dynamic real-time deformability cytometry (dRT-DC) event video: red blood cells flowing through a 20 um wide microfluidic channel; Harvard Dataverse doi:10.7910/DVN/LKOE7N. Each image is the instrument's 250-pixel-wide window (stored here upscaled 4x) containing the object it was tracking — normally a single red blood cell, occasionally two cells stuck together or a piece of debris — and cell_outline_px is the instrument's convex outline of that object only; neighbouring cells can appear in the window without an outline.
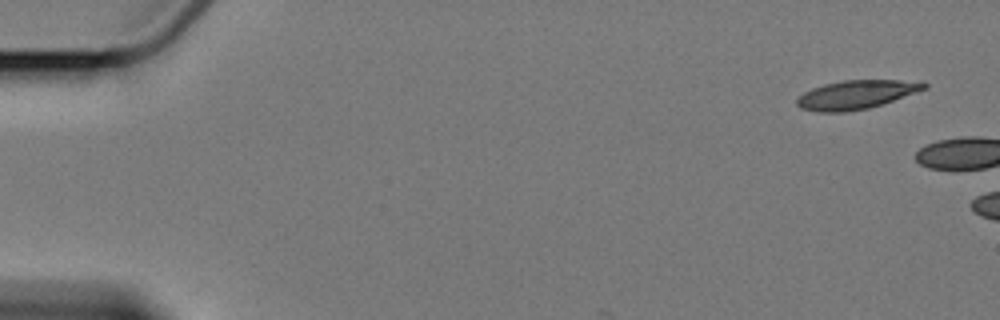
{"species": "Egyptian fruit bat (a non-hibernating species)", "species_latin": "Rousettus aegyptiacus", "temperature_condition": "cold", "stored_images_in_passage": 3, "camera_frame_rate_fps": 3000, "um_per_image_px": 0.085, "animal": {"sex": "female"}, "frame": {"image": 1, "passage_image": 1, "time_ms": 0.0, "image_size_px": [1000, 320], "cell_outline_px": [[928, 88], [868, 108], [844, 112], [816, 112], [800, 108], [796, 104], [796, 100], [804, 92], [812, 88], [824, 84], [844, 80], [920, 80], [928, 84]], "centroid_in_image_um": [72.78, 8.03], "position_along_channel_um": 12.2, "area_um2": 21.27}}